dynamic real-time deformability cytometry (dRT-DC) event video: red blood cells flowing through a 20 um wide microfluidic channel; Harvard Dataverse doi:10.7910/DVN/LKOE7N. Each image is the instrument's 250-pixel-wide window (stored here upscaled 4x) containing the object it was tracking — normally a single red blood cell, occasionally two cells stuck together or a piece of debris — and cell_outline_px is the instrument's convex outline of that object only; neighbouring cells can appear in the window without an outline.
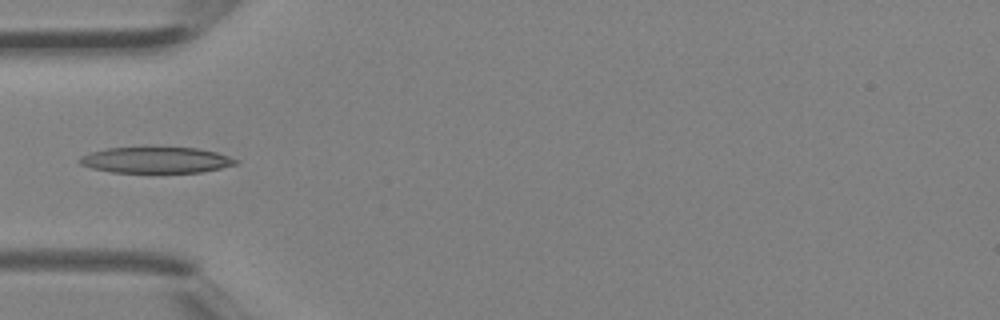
{"species": "Egyptian fruit bat (a non-hibernating species)", "species_latin": "Rousettus aegyptiacus", "temperature_condition": "room temperature", "stored_images_in_passage": 3, "camera_frame_rate_fps": 3000, "um_per_image_px": 0.085, "animal": {"sex": "female"}, "frame": {"image": 1, "passage_image": 3, "time_ms": 0.667, "image_size_px": [1000, 320], "cell_outline_px": [[240, 160], [236, 164], [220, 168], [200, 172], [112, 172], [92, 168], [80, 164], [76, 160], [80, 156], [92, 152], [108, 148], [144, 144], [196, 148], [216, 152]], "centroid_in_image_um": [13.22, 13.55], "position_along_channel_um": 71.8, "area_um2": 24.62}}